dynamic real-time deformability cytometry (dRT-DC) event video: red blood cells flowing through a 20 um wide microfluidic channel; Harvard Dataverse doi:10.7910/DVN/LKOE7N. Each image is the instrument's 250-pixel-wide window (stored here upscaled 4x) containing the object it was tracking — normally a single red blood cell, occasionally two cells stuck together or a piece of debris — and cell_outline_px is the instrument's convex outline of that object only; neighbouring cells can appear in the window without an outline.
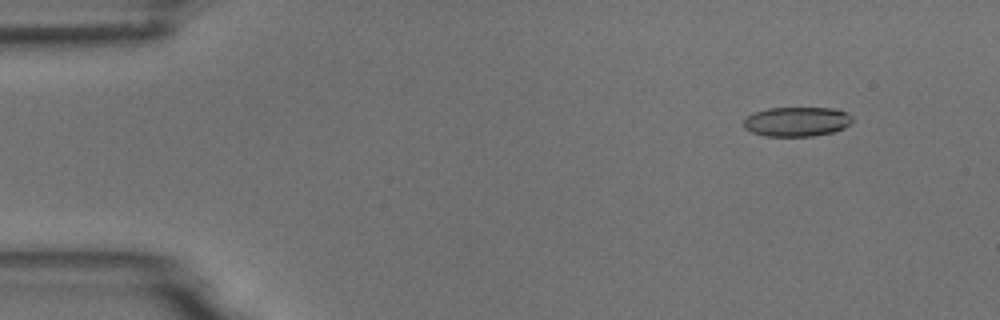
{"species": "common noctule bat (a hibernating species)", "species_latin": "Nyctalus noctula", "temperature_condition": "room temperature", "stored_images_in_passage": 4, "camera_frame_rate_fps": 3000, "um_per_image_px": 0.085, "animal": {"sex": "male", "body_mass_g": 18.8}, "frame": {"image": 1, "passage_image": 2, "time_ms": 1.333, "image_size_px": [1000, 320], "cell_outline_px": [[852, 120], [844, 128], [832, 132], [812, 136], [768, 136], [752, 132], [744, 128], [744, 120], [748, 116], [756, 112], [768, 108], [832, 108], [844, 112], [852, 116]], "centroid_in_image_um": [67.72, 10.34], "position_along_channel_um": 17.3, "area_um2": 18.44}}